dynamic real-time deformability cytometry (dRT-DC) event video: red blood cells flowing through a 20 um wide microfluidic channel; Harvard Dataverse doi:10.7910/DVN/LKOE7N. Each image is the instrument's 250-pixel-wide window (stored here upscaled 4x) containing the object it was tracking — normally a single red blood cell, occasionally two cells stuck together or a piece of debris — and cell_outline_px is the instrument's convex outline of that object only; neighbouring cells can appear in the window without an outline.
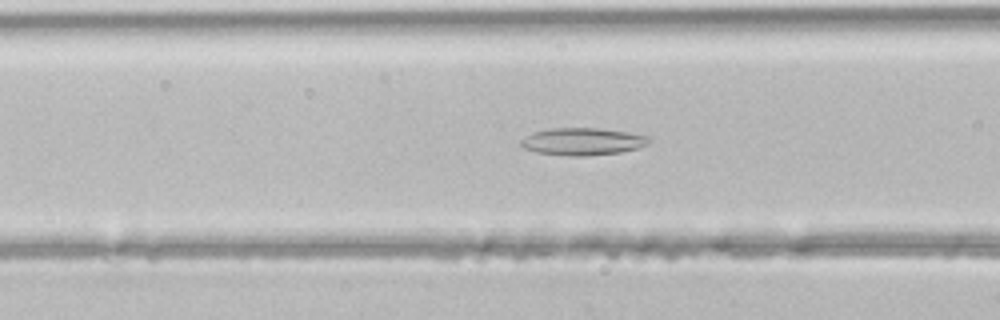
{"species": "common noctule bat (a hibernating species)", "species_latin": "Nyctalus noctula", "temperature_condition": "room temperature", "stored_images_in_passage": 39, "camera_frame_rate_fps": 3000, "um_per_image_px": 0.085, "animal": {"sex": "male", "body_mass_g": 21.5, "forearm_length_mm": 52.0}, "frame": {"image": 1, "passage_image": 17, "time_ms": 5.333, "image_size_px": [1000, 320], "cell_outline_px": [[652, 140], [648, 144], [636, 148], [620, 152], [584, 156], [568, 156], [536, 152], [524, 148], [520, 144], [520, 140], [524, 136], [532, 132], [552, 128], [600, 128], [628, 132], [652, 136]], "centroid_in_image_um": [49.53, 12.02], "position_along_channel_um": 117.1, "area_um2": 20.58}}
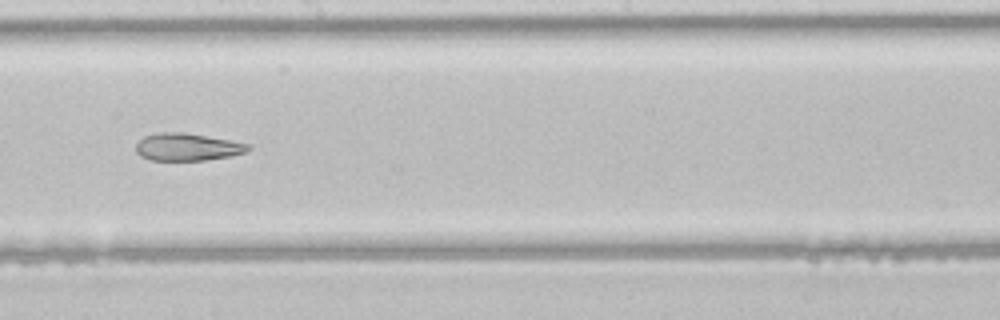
{"frame": {"image": 2, "passage_image": 25, "time_ms": 8.0, "image_size_px": [1000, 320], "cell_outline_px": [[252, 148], [244, 152], [232, 156], [204, 160], [152, 160], [140, 156], [136, 152], [136, 144], [144, 136], [160, 132], [184, 132], [228, 140], [248, 144]], "centroid_in_image_um": [15.9, 12.49], "position_along_channel_um": 232.3, "area_um2": 17.8}}
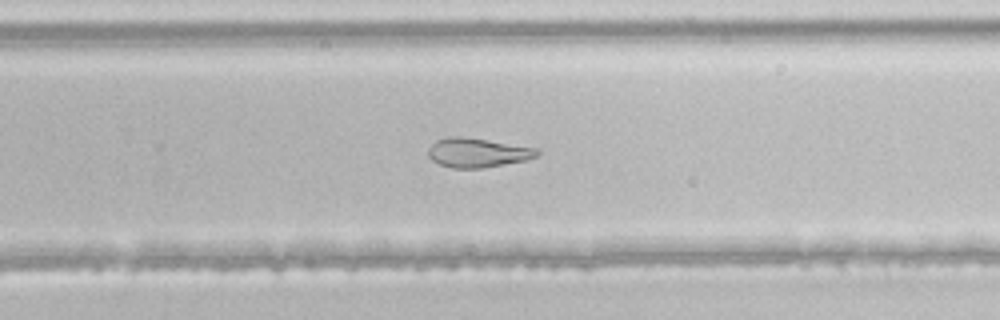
{"frame": {"image": 3, "passage_image": 29, "time_ms": 9.333, "image_size_px": [1000, 320], "cell_outline_px": [[540, 152], [536, 156], [528, 160], [484, 168], [452, 168], [440, 164], [432, 160], [428, 156], [428, 148], [436, 140], [448, 136], [460, 136], [536, 148]], "centroid_in_image_um": [40.56, 12.98], "position_along_channel_um": 289.2, "area_um2": 18.5}}